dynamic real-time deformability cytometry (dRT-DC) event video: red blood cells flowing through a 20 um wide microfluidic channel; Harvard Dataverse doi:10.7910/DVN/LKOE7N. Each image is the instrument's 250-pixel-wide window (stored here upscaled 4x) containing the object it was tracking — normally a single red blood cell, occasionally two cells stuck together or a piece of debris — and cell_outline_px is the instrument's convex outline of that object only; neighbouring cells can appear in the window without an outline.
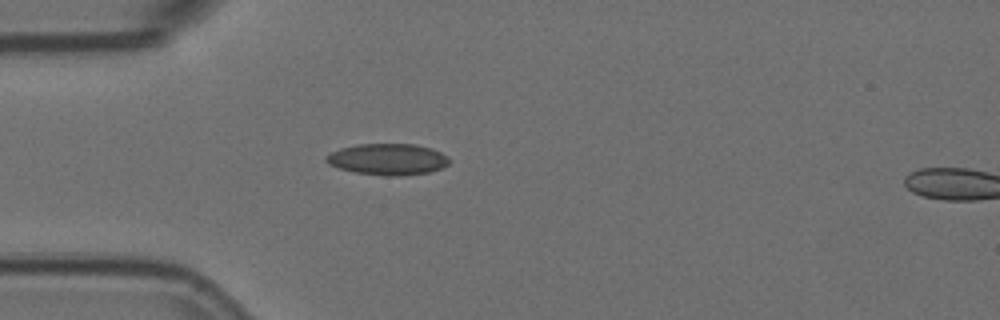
{"species": "Egyptian fruit bat (a non-hibernating species)", "species_latin": "Rousettus aegyptiacus", "temperature_condition": "room temperature", "stored_images_in_passage": 4, "camera_frame_rate_fps": 3000, "um_per_image_px": 0.085, "animal": {"sex": "female"}, "frame": {"image": 1, "passage_image": 4, "time_ms": 1.0, "image_size_px": [1000, 320], "cell_outline_px": [[452, 160], [448, 164], [440, 168], [428, 172], [404, 176], [388, 176], [356, 172], [340, 168], [328, 164], [324, 160], [324, 156], [340, 148], [356, 144], [412, 144], [432, 148], [448, 156]], "centroid_in_image_um": [32.96, 13.53], "position_along_channel_um": 52.0, "area_um2": 22.54}}